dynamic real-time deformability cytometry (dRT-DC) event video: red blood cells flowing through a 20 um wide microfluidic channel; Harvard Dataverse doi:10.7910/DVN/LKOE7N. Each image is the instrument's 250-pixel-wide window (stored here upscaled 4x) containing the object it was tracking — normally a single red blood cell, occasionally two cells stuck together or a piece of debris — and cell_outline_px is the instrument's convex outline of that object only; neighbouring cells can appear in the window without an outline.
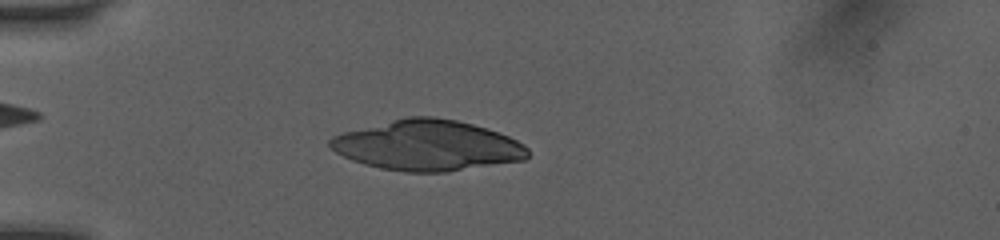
{"species": "human", "species_latin": "Homo sapiens", "temperature_condition": "room temperature", "stored_images_in_passage": 16, "camera_frame_rate_fps": 3000, "um_per_image_px": 0.085, "donor": {"sex": "female"}, "frame": {"image": 1, "passage_image": 14, "time_ms": 4.333, "image_size_px": [1000, 240], "cell_outline_px": [[528, 156], [524, 160], [444, 172], [404, 172], [380, 168], [364, 164], [352, 160], [336, 152], [328, 144], [328, 140], [332, 136], [344, 132], [408, 116], [432, 116], [456, 120], [488, 128], [508, 136], [524, 144], [528, 148]], "centroid_in_image_um": [36.34, 12.36], "position_along_channel_um": 48.7, "area_um2": 57.86}}